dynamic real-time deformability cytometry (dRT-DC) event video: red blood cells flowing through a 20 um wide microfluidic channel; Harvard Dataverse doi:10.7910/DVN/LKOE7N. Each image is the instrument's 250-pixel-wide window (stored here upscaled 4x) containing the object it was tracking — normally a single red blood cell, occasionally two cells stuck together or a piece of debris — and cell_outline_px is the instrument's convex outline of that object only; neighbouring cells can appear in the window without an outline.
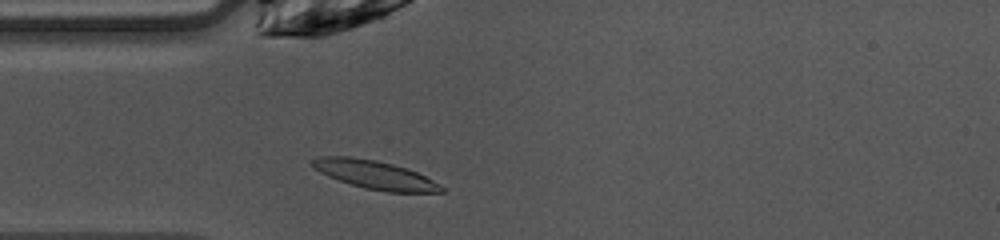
{"species": "common noctule bat (a hibernating species)", "species_latin": "Nyctalus noctula", "temperature_condition": "warm", "stored_images_in_passage": 39, "camera_frame_rate_fps": 3000, "um_per_image_px": 0.085, "animal": {"sex": "female", "body_mass_g": 10.0, "forearm_length_mm": 53.1}, "frame": {"image": 1, "passage_image": 3, "time_ms": 0.667, "image_size_px": [1000, 240], "cell_outline_px": [[444, 192], [388, 192], [364, 188], [328, 176], [320, 172], [312, 164], [312, 160], [320, 156], [352, 156], [376, 160], [392, 164], [416, 172], [440, 184], [444, 188]], "centroid_in_image_um": [31.87, 14.85], "position_along_channel_um": 53.1, "area_um2": 21.04}}
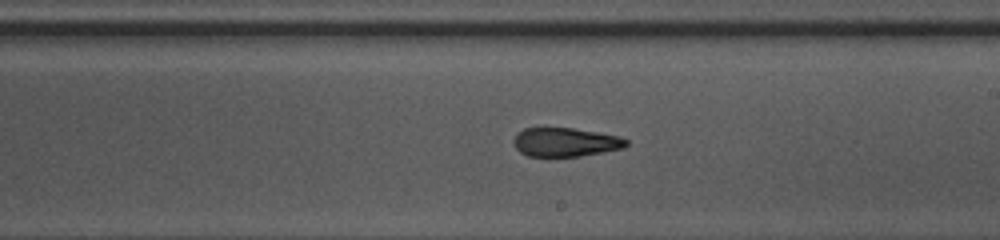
{"frame": {"image": 2, "passage_image": 17, "time_ms": 5.333, "image_size_px": [1000, 240], "cell_outline_px": [[628, 144], [624, 148], [580, 156], [528, 156], [520, 152], [512, 144], [512, 140], [516, 132], [524, 128], [572, 128], [620, 136], [628, 140]], "centroid_in_image_um": [48.03, 12.08], "position_along_channel_um": 241.0, "area_um2": 19.02}}
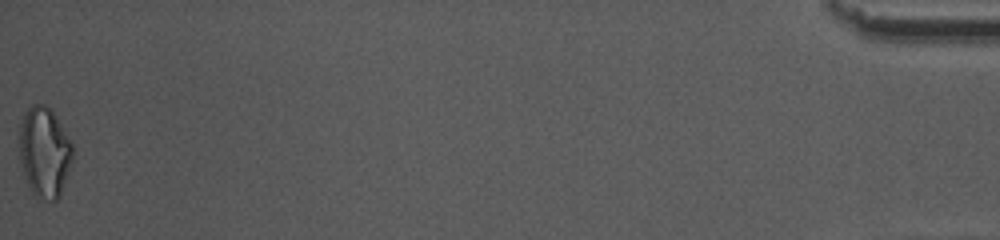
{"frame": {"image": 3, "passage_image": 39, "time_ms": 12.667, "image_size_px": [1000, 240], "cell_outline_px": [[72, 160], [60, 196], [56, 200], [52, 200], [36, 196], [32, 192], [24, 176], [20, 160], [20, 124], [24, 112], [32, 104], [44, 104], [52, 108], [72, 144]], "centroid_in_image_um": [3.77, 12.89], "position_along_channel_um": 431.4, "area_um2": 27.92}, "authors_computed_cell_mechanics": {"area_um2": 19.9988, "velocity_mm_per_s": 4.0623, "shape_relaxation_time_tau1_ms": null, "shape_relaxation_time_tau2_ms": 1.6434, "deformation_change_tau1": null, "deformation_change_tau2": 0.1039}}